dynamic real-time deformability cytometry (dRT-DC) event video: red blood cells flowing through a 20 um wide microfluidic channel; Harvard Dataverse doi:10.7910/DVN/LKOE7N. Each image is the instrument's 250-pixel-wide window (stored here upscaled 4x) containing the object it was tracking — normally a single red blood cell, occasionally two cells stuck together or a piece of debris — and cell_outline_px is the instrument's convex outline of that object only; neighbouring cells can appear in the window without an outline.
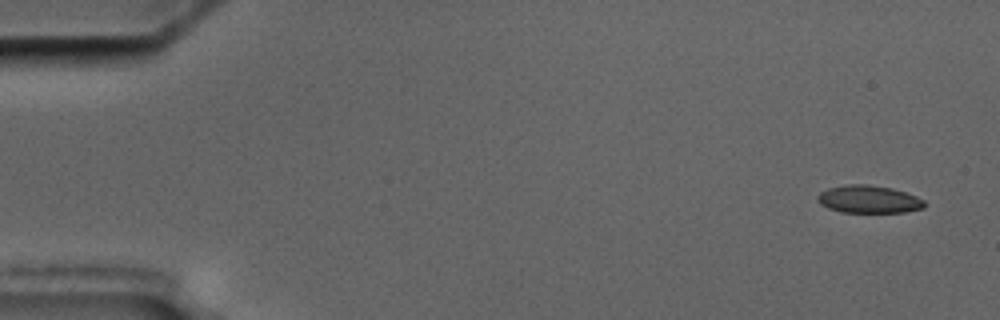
{"species": "common noctule bat (a hibernating species)", "species_latin": "Nyctalus noctula", "temperature_condition": "cold", "stored_images_in_passage": 8, "camera_frame_rate_fps": 3000, "um_per_image_px": 0.085, "animal": {"sex": "male", "body_mass_g": 17.5, "forearm_length_mm": 52.3}, "frame": {"image": 1, "passage_image": 1, "time_ms": 0.0, "image_size_px": [1000, 320], "cell_outline_px": [[928, 204], [924, 208], [904, 212], [840, 212], [828, 208], [820, 204], [816, 200], [816, 196], [820, 192], [828, 188], [848, 184], [868, 184], [892, 188], [916, 196], [924, 200]], "centroid_in_image_um": [73.83, 16.94], "position_along_channel_um": 11.2, "area_um2": 17.4}}
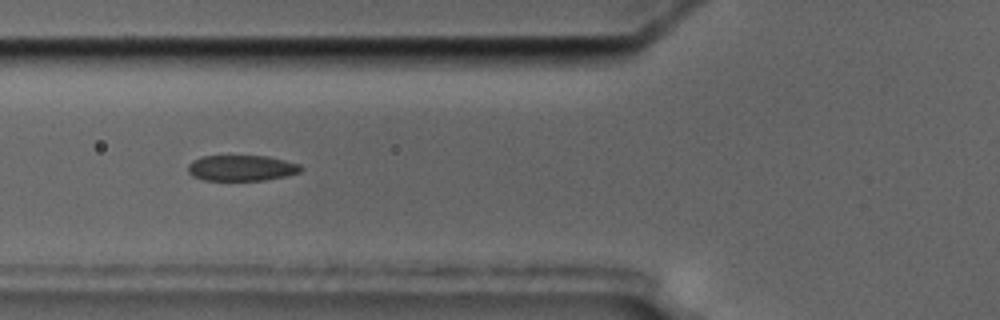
{"frame": {"image": 2, "passage_image": 6, "time_ms": 6.333, "image_size_px": [1000, 320], "cell_outline_px": [[304, 168], [300, 172], [288, 176], [264, 180], [204, 180], [192, 176], [188, 172], [188, 164], [192, 160], [200, 156], [268, 156], [300, 164]], "centroid_in_image_um": [20.53, 14.28], "position_along_channel_um": 105.3, "area_um2": 17.11}}
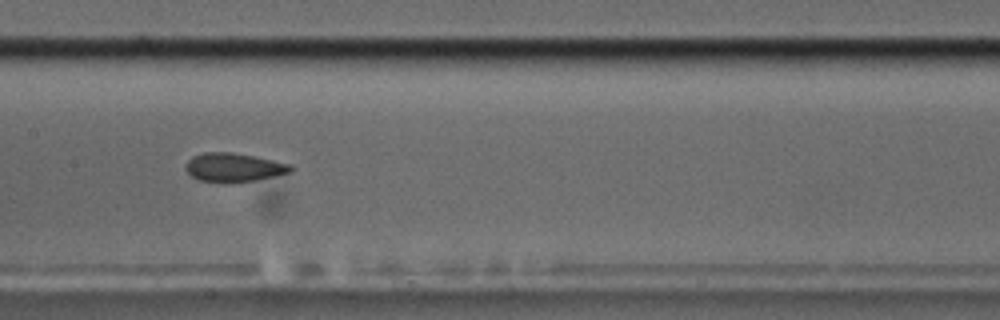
{"frame": {"image": 3, "passage_image": 8, "time_ms": 8.667, "image_size_px": [1000, 320], "cell_outline_px": [[296, 168], [292, 172], [256, 180], [232, 184], [200, 180], [192, 176], [184, 168], [188, 160], [192, 156], [204, 152], [232, 152], [256, 156], [292, 164]], "centroid_in_image_um": [19.92, 14.23], "position_along_channel_um": 187.5, "area_um2": 18.03}}